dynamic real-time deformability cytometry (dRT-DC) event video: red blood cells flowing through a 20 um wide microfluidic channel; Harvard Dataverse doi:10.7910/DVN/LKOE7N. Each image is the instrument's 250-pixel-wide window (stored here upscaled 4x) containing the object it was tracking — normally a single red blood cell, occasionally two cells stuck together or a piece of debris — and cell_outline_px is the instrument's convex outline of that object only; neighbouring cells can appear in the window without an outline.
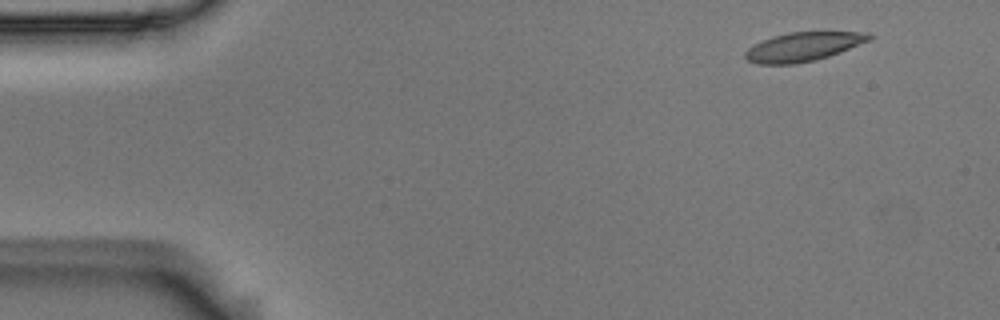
{"species": "Egyptian fruit bat (a non-hibernating species)", "species_latin": "Rousettus aegyptiacus", "temperature_condition": "room temperature", "stored_images_in_passage": 50, "camera_frame_rate_fps": 3000, "um_per_image_px": 0.085, "animal": {"sex": "male"}, "frame": {"image": 1, "passage_image": 1, "time_ms": 0.0, "image_size_px": [1000, 320], "cell_outline_px": [[872, 40], [840, 52], [816, 60], [796, 64], [756, 64], [748, 60], [744, 56], [744, 52], [748, 48], [772, 36], [788, 32], [868, 32], [872, 36]], "centroid_in_image_um": [68.28, 3.97], "position_along_channel_um": 16.7, "area_um2": 20.92}}
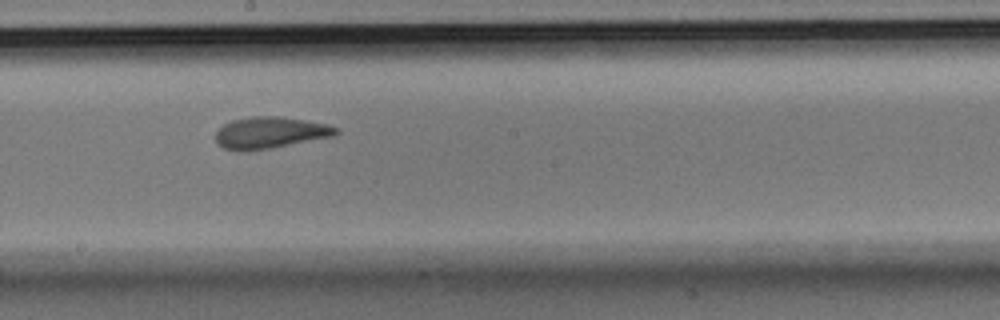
{"frame": {"image": 2, "passage_image": 26, "time_ms": 8.333, "image_size_px": [1000, 320], "cell_outline_px": [[340, 132], [332, 136], [268, 148], [244, 152], [236, 152], [224, 148], [216, 140], [216, 132], [224, 124], [232, 120], [252, 116], [276, 116], [304, 120], [328, 124], [340, 128]], "centroid_in_image_um": [22.95, 11.27], "position_along_channel_um": 225.3, "area_um2": 21.96}}
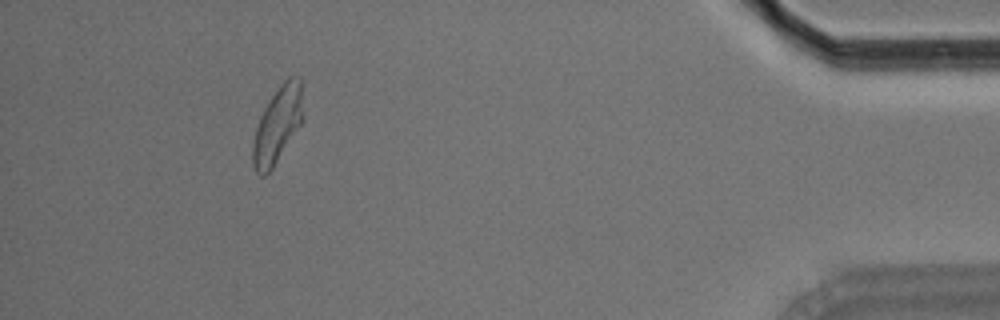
{"frame": {"image": 3, "passage_image": 46, "time_ms": 15.0, "image_size_px": [1000, 320], "cell_outline_px": [[304, 116], [300, 124], [272, 168], [264, 176], [260, 176], [256, 172], [252, 164], [252, 144], [256, 128], [260, 116], [264, 108], [280, 84], [288, 76], [300, 76]], "centroid_in_image_um": [23.58, 10.59], "position_along_channel_um": 411.6, "area_um2": 22.14}, "authors_computed_cell_mechanics": {"area_um2": 21.9062, "velocity_mm_per_s": 3.6905, "shape_relaxation_time_tau1_ms": 10.6368, "shape_relaxation_time_tau2_ms": 1.7688, "deformation_change_tau1": 0.2257, "deformation_change_tau2": 0.0829}}